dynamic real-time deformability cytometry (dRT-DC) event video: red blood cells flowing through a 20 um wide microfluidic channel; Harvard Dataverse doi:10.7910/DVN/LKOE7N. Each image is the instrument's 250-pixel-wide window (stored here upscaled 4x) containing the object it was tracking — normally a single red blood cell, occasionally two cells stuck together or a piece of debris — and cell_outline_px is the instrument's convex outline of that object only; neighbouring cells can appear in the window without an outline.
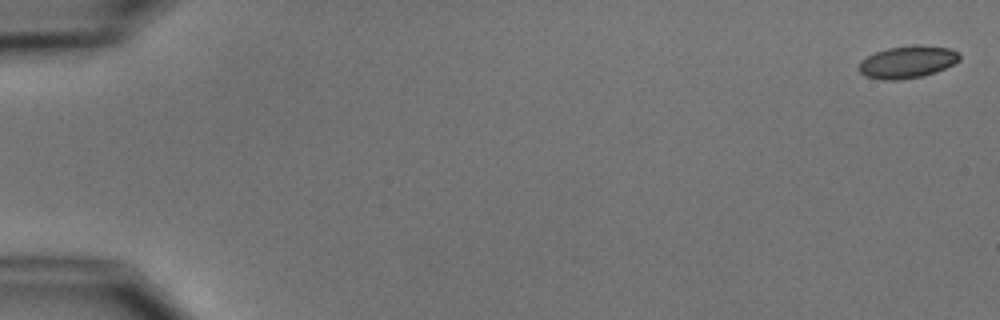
{"species": "common noctule bat (a hibernating species)", "species_latin": "Nyctalus noctula", "temperature_condition": "cold", "stored_images_in_passage": 5, "camera_frame_rate_fps": 3000, "um_per_image_px": 0.085, "animal": {"sex": "male", "body_mass_g": 15.6}, "frame": {"image": 1, "passage_image": 1, "time_ms": 0.0, "image_size_px": [1000, 320], "cell_outline_px": [[960, 60], [936, 72], [920, 76], [900, 80], [884, 80], [864, 76], [856, 68], [860, 60], [876, 52], [888, 48], [912, 44], [920, 44], [952, 48], [960, 56]], "centroid_in_image_um": [77.1, 5.25], "position_along_channel_um": 7.9, "area_um2": 19.13}}
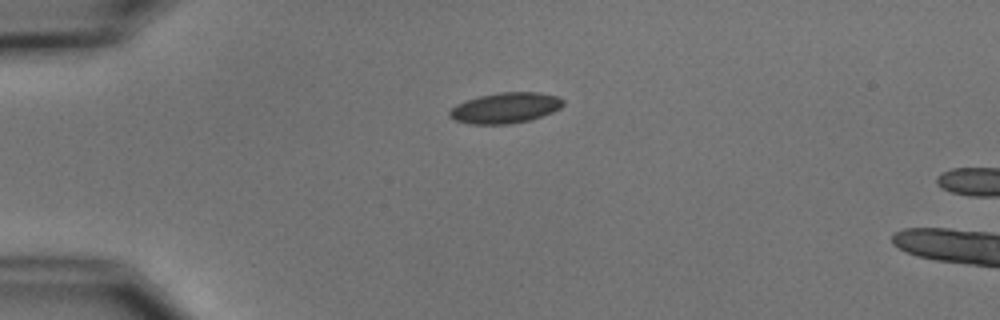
{"frame": {"image": 2, "passage_image": 4, "time_ms": 4.333, "image_size_px": [1000, 320], "cell_outline_px": [[564, 104], [560, 108], [552, 112], [528, 120], [508, 124], [472, 124], [456, 120], [448, 116], [448, 112], [456, 104], [464, 100], [480, 96], [500, 92], [540, 92], [560, 96], [564, 100]], "centroid_in_image_um": [42.96, 9.16], "position_along_channel_um": 42.0, "area_um2": 20.29}}